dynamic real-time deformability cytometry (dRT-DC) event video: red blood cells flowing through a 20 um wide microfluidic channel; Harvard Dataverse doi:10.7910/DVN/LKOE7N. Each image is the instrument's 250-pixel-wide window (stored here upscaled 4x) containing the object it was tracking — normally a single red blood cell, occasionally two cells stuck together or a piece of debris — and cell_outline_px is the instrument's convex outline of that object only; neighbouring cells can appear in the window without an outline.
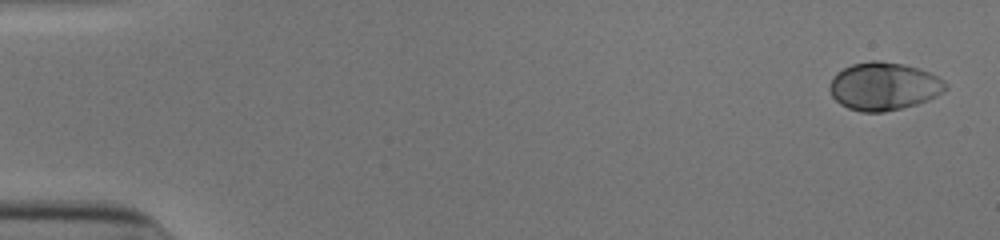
{"species": "human", "species_latin": "Homo sapiens", "temperature_condition": "cold", "stored_images_in_passage": 52, "camera_frame_rate_fps": 3000, "um_per_image_px": 0.085, "donor": {"sex": "male"}, "frame": {"image": 1, "passage_image": 1, "time_ms": 0.0, "image_size_px": [1000, 240], "cell_outline_px": [[948, 88], [944, 92], [928, 100], [916, 104], [884, 112], [860, 112], [848, 108], [840, 104], [832, 96], [828, 88], [832, 76], [836, 72], [852, 64], [872, 60], [880, 60], [904, 64], [928, 72], [944, 80], [948, 84]], "centroid_in_image_um": [75.11, 7.33], "position_along_channel_um": 9.9, "area_um2": 32.54}}
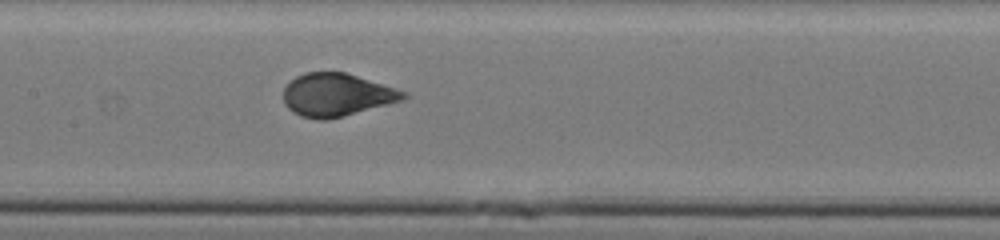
{"frame": {"image": 2, "passage_image": 26, "time_ms": 8.333, "image_size_px": [1000, 240], "cell_outline_px": [[408, 96], [404, 100], [324, 120], [320, 120], [300, 116], [292, 112], [284, 104], [284, 88], [296, 76], [304, 72], [344, 72], [396, 88], [408, 92]], "centroid_in_image_um": [28.61, 8.06], "position_along_channel_um": 178.8, "area_um2": 29.71}}
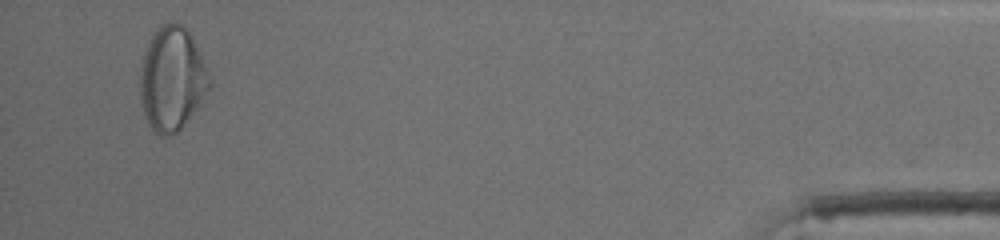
{"frame": {"image": 3, "passage_image": 50, "time_ms": 16.333, "image_size_px": [1000, 240], "cell_outline_px": [[212, 84], [192, 112], [180, 128], [176, 132], [168, 136], [160, 136], [148, 124], [140, 100], [140, 64], [148, 40], [156, 28], [160, 24], [180, 24], [188, 32], [212, 80]], "centroid_in_image_um": [14.57, 6.7], "position_along_channel_um": 420.6, "area_um2": 41.15}, "authors_computed_cell_mechanics": {"area_um2": 31.0964, "velocity_mm_per_s": 3.9095, "shape_relaxation_time_tau1_ms": 3.2891, "shape_relaxation_time_tau2_ms": null, "deformation_change_tau1": 0.1777, "deformation_change_tau2": null}}